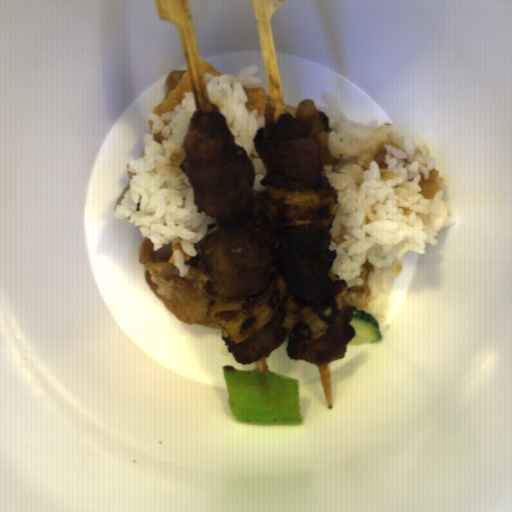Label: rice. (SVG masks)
<instances>
[{
	"label": "rice",
	"mask_w": 512,
	"mask_h": 512,
	"mask_svg": "<svg viewBox=\"0 0 512 512\" xmlns=\"http://www.w3.org/2000/svg\"><path fill=\"white\" fill-rule=\"evenodd\" d=\"M328 151L338 164L323 166L338 195L330 251L337 257L329 278L345 281L343 302L387 321L392 278L404 271L407 252L425 254L455 219L443 201L437 160L424 143L390 122H351L333 93H325Z\"/></svg>",
	"instance_id": "rice-1"
},
{
	"label": "rice",
	"mask_w": 512,
	"mask_h": 512,
	"mask_svg": "<svg viewBox=\"0 0 512 512\" xmlns=\"http://www.w3.org/2000/svg\"><path fill=\"white\" fill-rule=\"evenodd\" d=\"M194 111L198 109L191 92L173 111L148 114L150 130L142 135L145 152L126 164L129 180L113 208L114 217L124 218L153 243L152 250L179 244L190 257H196L197 242L216 223L197 212L193 187L179 166Z\"/></svg>",
	"instance_id": "rice-2"
},
{
	"label": "rice",
	"mask_w": 512,
	"mask_h": 512,
	"mask_svg": "<svg viewBox=\"0 0 512 512\" xmlns=\"http://www.w3.org/2000/svg\"><path fill=\"white\" fill-rule=\"evenodd\" d=\"M259 70L256 64L242 69L237 75L221 73V76H211L204 73V86L212 106L217 105L225 117L235 143L245 148L255 170L252 188L260 194L270 185H260L267 168L256 150L254 136L260 127H265V117L258 115L256 108L251 113L247 110L245 103L249 99L243 89L263 88L261 78L253 77Z\"/></svg>",
	"instance_id": "rice-3"
},
{
	"label": "rice",
	"mask_w": 512,
	"mask_h": 512,
	"mask_svg": "<svg viewBox=\"0 0 512 512\" xmlns=\"http://www.w3.org/2000/svg\"><path fill=\"white\" fill-rule=\"evenodd\" d=\"M173 257V265L177 267L179 278H185L190 274L191 264L185 263L184 256L180 250H174Z\"/></svg>",
	"instance_id": "rice-4"
}]
</instances>
